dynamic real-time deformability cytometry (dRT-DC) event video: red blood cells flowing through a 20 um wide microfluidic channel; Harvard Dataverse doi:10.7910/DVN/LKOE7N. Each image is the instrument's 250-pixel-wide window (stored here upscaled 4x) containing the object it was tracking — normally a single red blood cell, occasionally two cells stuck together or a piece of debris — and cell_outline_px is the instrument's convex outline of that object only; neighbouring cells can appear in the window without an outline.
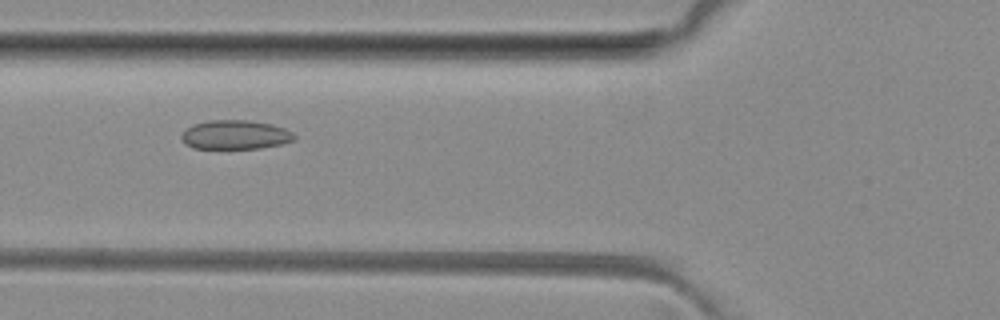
{"species": "common noctule bat (a hibernating species)", "species_latin": "Nyctalus noctula", "temperature_condition": "room temperature", "stored_images_in_passage": 8, "camera_frame_rate_fps": 3000, "um_per_image_px": 0.085, "animal": {"sex": "female", "body_mass_g": 29.2, "forearm_length_mm": 56.3}, "frame": {"image": 1, "passage_image": 5, "time_ms": 5.333, "image_size_px": [1000, 320], "cell_outline_px": [[296, 140], [280, 144], [260, 148], [192, 148], [184, 144], [180, 136], [192, 124], [208, 120], [248, 120], [272, 124], [284, 128], [292, 132], [296, 136]], "centroid_in_image_um": [20.0, 11.45], "position_along_channel_um": 105.8, "area_um2": 19.19}}
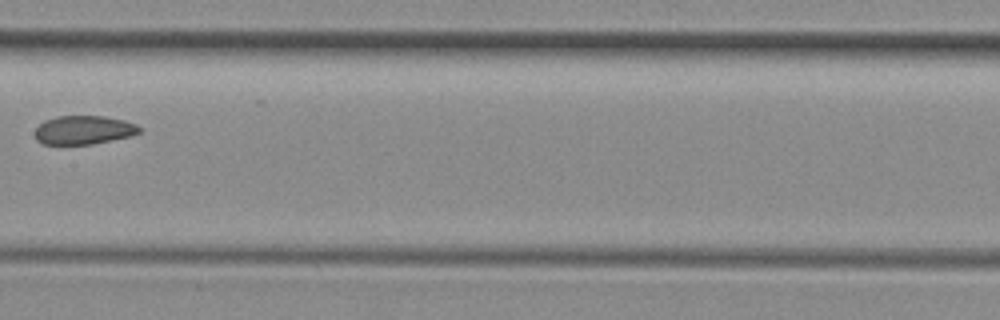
{"frame": {"image": 2, "passage_image": 7, "time_ms": 7.667, "image_size_px": [1000, 320], "cell_outline_px": [[140, 132], [128, 136], [92, 144], [44, 144], [36, 140], [36, 128], [44, 120], [56, 116], [104, 116], [124, 120], [136, 124], [140, 128]], "centroid_in_image_um": [7.09, 11.04], "position_along_channel_um": 200.3, "area_um2": 17.28}}
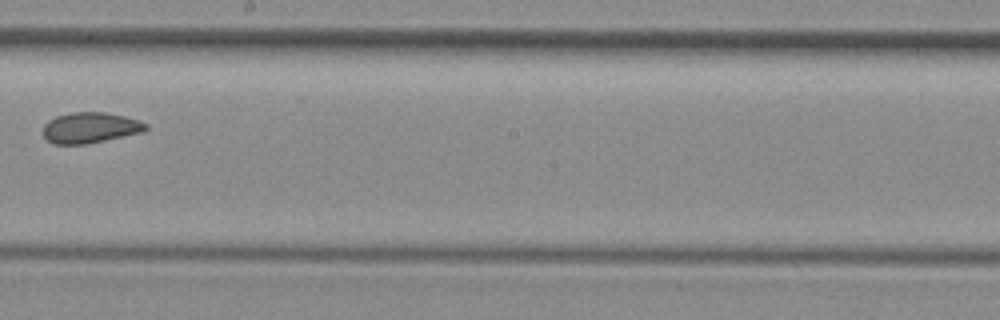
{"frame": {"image": 3, "passage_image": 8, "time_ms": 8.667, "image_size_px": [1000, 320], "cell_outline_px": [[148, 128], [144, 132], [88, 144], [56, 144], [48, 140], [40, 132], [44, 124], [48, 120], [56, 116], [72, 112], [108, 112], [140, 120], [148, 124]], "centroid_in_image_um": [7.67, 10.85], "position_along_channel_um": 240.5, "area_um2": 18.73}}